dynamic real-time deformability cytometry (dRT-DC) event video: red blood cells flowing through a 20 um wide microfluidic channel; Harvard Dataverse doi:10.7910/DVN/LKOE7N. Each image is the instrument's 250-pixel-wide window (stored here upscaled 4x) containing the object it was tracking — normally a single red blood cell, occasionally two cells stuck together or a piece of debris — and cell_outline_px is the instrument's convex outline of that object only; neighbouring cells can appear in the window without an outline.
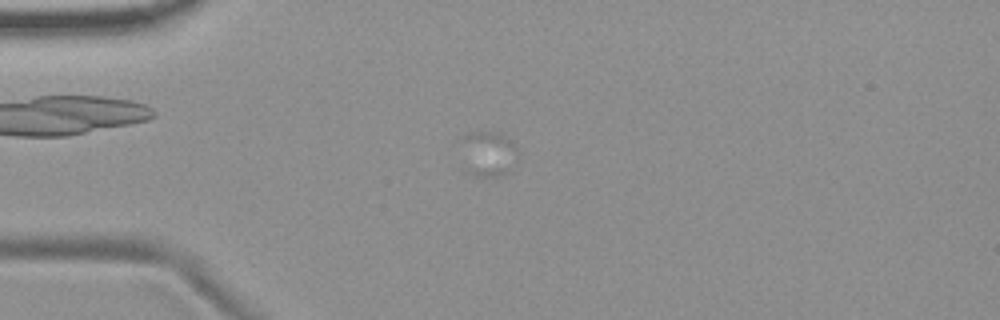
{"species": "common noctule bat (a hibernating species)", "species_latin": "Nyctalus noctula", "temperature_condition": "room temperature", "stored_images_in_passage": 20, "camera_frame_rate_fps": 3000, "um_per_image_px": 0.085, "animal": {"sex": "female", "body_mass_g": 19.9}, "frame": {"image": 1, "passage_image": 12, "time_ms": 3.667, "image_size_px": [1000, 320], "cell_outline_px": [[520, 160], [508, 172], [500, 176], [476, 176], [468, 172], [460, 136], [468, 132], [500, 132], [512, 140], [516, 148]], "centroid_in_image_um": [41.56, 13.04], "position_along_channel_um": 43.4, "area_um2": 15.26}}
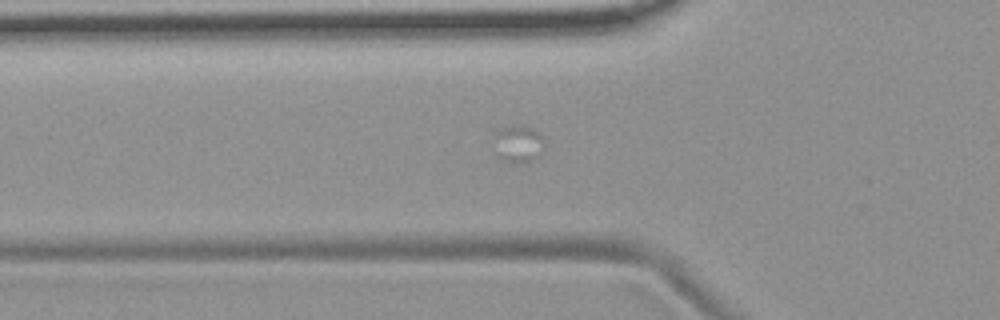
{"frame": {"image": 2, "passage_image": 17, "time_ms": 5.333, "image_size_px": [1000, 320], "cell_outline_px": [[544, 148], [540, 156], [524, 164], [508, 160], [496, 156], [492, 152], [496, 132], [512, 124], [516, 124], [532, 128], [540, 136], [544, 144]], "centroid_in_image_um": [44.02, 12.24], "position_along_channel_um": 81.8, "area_um2": 11.04}}